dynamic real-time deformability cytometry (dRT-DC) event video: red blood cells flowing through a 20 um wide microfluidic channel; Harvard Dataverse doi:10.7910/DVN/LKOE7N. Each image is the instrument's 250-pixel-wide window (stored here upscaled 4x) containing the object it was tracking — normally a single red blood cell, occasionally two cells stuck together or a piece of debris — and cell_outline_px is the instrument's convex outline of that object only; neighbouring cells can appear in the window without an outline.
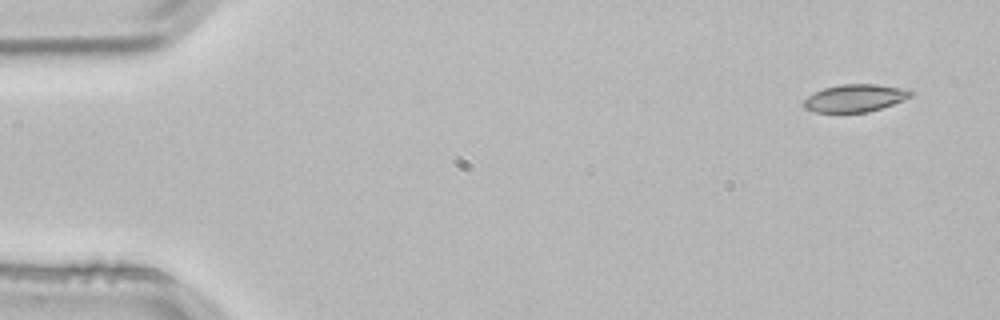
{"species": "common noctule bat (a hibernating species)", "species_latin": "Nyctalus noctula", "temperature_condition": "room temperature", "stored_images_in_passage": 3, "camera_frame_rate_fps": 3000, "um_per_image_px": 0.085, "animal": {"sex": "male", "body_mass_g": 21.5, "forearm_length_mm": 52.0}, "frame": {"image": 1, "passage_image": 1, "time_ms": 0.0, "image_size_px": [1000, 320], "cell_outline_px": [[912, 96], [904, 100], [868, 112], [816, 112], [804, 108], [804, 100], [808, 96], [824, 88], [840, 84], [876, 84], [908, 88], [912, 92]], "centroid_in_image_um": [72.71, 8.33], "position_along_channel_um": 12.3, "area_um2": 17.11}}
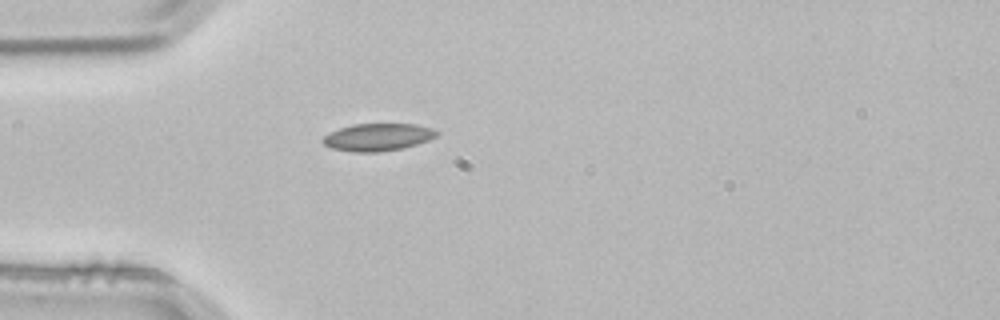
{"frame": {"image": 2, "passage_image": 3, "time_ms": 0.667, "image_size_px": [1000, 320], "cell_outline_px": [[440, 132], [436, 136], [428, 140], [404, 148], [380, 152], [352, 152], [332, 148], [324, 144], [320, 140], [328, 132], [352, 124], [416, 124], [432, 128]], "centroid_in_image_um": [32.09, 11.66], "position_along_channel_um": 52.9, "area_um2": 18.32}}